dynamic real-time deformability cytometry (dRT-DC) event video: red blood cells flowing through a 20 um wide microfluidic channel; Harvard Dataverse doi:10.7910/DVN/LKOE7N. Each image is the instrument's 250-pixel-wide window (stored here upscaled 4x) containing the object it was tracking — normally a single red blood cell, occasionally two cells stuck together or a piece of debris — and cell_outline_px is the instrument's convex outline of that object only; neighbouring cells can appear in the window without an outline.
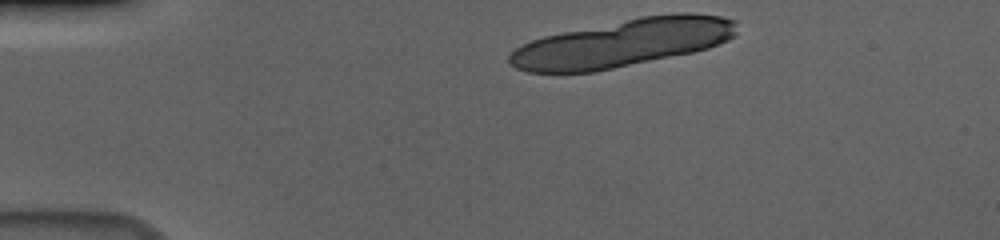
{"species": "human", "species_latin": "Homo sapiens", "temperature_condition": "cold", "stored_images_in_passage": 11, "camera_frame_rate_fps": 3000, "um_per_image_px": 0.085, "donor": {"sex": "male"}, "frame": {"image": 1, "passage_image": 1, "time_ms": 0.0, "image_size_px": [1000, 240], "cell_outline_px": [[736, 36], [720, 44], [708, 48], [692, 52], [592, 72], [528, 72], [516, 68], [508, 64], [508, 56], [520, 44], [544, 36], [640, 16], [676, 12], [692, 12], [720, 16], [736, 20]], "centroid_in_image_um": [52.96, 3.64], "position_along_channel_um": 32.0, "area_um2": 63.12}}